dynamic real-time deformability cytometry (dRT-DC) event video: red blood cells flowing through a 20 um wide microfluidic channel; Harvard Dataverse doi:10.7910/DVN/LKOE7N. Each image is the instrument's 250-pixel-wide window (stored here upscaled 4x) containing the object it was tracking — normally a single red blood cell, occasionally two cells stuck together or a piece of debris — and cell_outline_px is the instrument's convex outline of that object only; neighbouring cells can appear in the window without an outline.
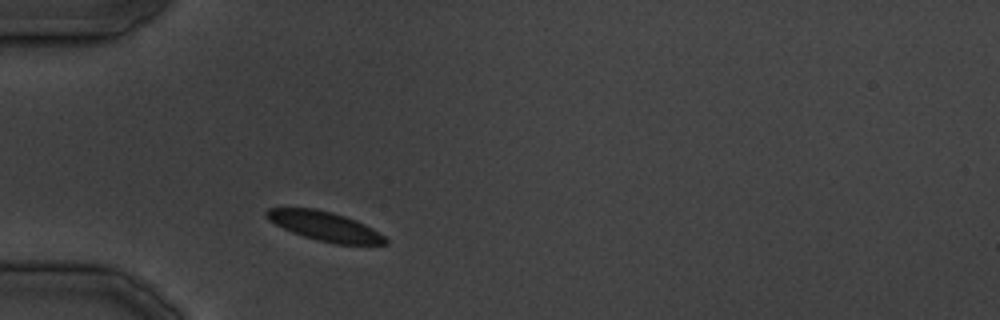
{"species": "common noctule bat (a hibernating species)", "species_latin": "Nyctalus noctula", "temperature_condition": "cold", "stored_images_in_passage": 13, "camera_frame_rate_fps": 3000, "um_per_image_px": 0.085, "animal": {"sex": "male", "body_mass_g": 19.5, "forearm_length_mm": 54.6}, "frame": {"image": 1, "passage_image": 1, "time_ms": 0.0, "image_size_px": [1000, 320], "cell_outline_px": [[388, 244], [336, 244], [316, 240], [292, 232], [268, 220], [264, 212], [268, 208], [316, 208], [332, 212], [356, 220], [380, 232], [388, 240]], "centroid_in_image_um": [27.61, 19.22], "position_along_channel_um": 57.4, "area_um2": 20.23}}
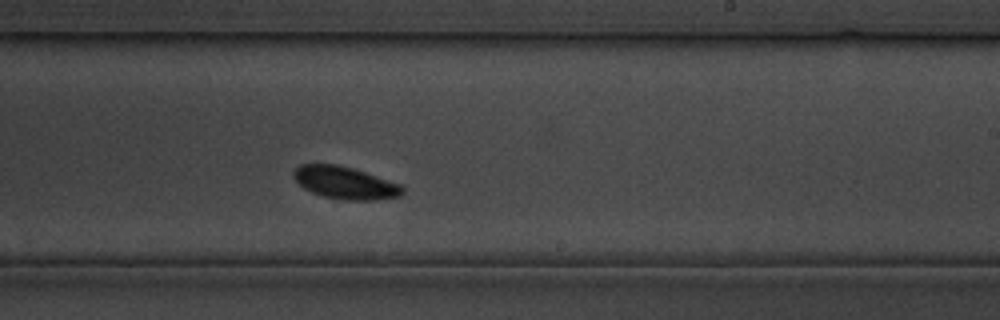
{"frame": {"image": 2, "passage_image": 13, "time_ms": 14.667, "image_size_px": [1000, 320], "cell_outline_px": [[404, 192], [400, 196], [376, 200], [344, 200], [324, 196], [312, 192], [304, 188], [292, 176], [292, 172], [300, 164], [336, 164], [352, 168], [400, 184], [404, 188]], "centroid_in_image_um": [29.32, 15.54], "position_along_channel_um": 259.7, "area_um2": 20.4}}